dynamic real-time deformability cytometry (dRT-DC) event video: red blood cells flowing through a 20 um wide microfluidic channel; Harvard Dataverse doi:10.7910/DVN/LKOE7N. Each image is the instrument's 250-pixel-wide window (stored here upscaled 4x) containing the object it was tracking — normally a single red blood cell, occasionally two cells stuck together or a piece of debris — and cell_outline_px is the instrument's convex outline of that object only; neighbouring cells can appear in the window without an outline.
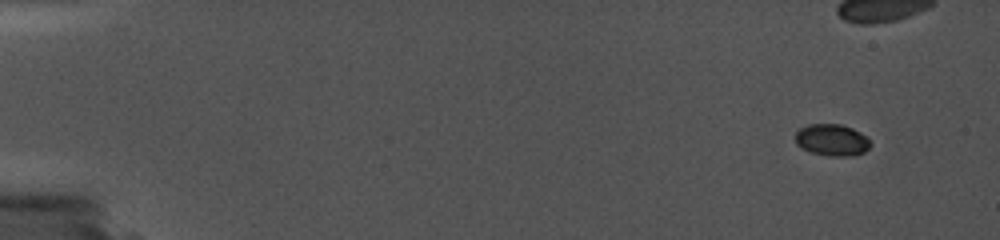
{"species": "common noctule bat (a hibernating species)", "species_latin": "Nyctalus noctula", "temperature_condition": "cold", "stored_images_in_passage": 54, "camera_frame_rate_fps": 5000, "um_per_image_px": 0.085, "animal": {"sex": "female", "body_mass_g": 19.0, "forearm_length_mm": 56.7}, "frame": {"image": 1, "passage_image": 1, "time_ms": 0.0, "image_size_px": [1000, 240], "cell_outline_px": [[872, 144], [864, 152], [852, 156], [832, 156], [812, 152], [800, 148], [796, 144], [796, 132], [800, 128], [808, 124], [840, 124], [852, 128], [868, 136]], "centroid_in_image_um": [70.74, 11.89], "position_along_channel_um": 14.3, "area_um2": 13.99}}
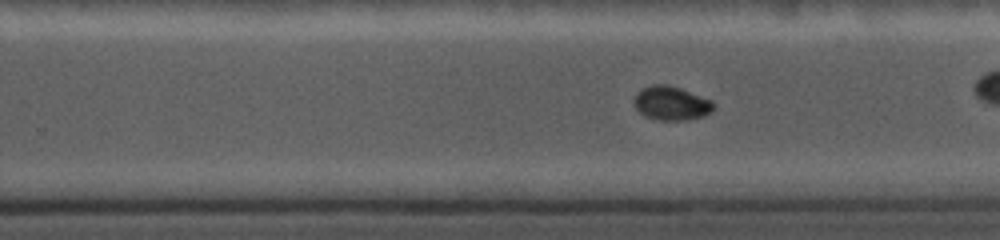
{"frame": {"image": 2, "passage_image": 36, "time_ms": 11.0, "image_size_px": [1000, 240], "cell_outline_px": [[716, 104], [712, 112], [704, 116], [688, 120], [656, 120], [644, 116], [636, 108], [636, 92], [652, 84], [668, 84], [680, 88], [712, 100]], "centroid_in_image_um": [57.11, 8.78], "position_along_channel_um": 272.7, "area_um2": 15.78}}
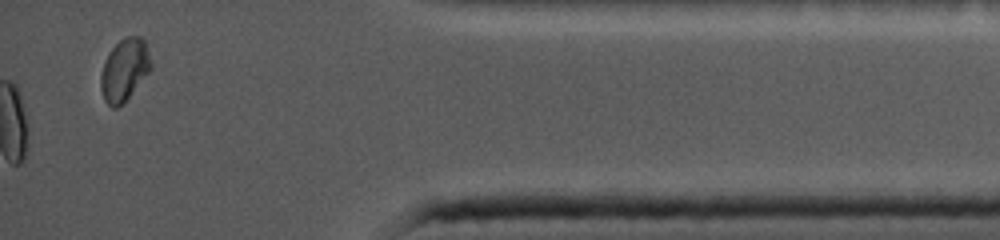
{"frame": {"image": 3, "passage_image": 54, "time_ms": 16.4, "image_size_px": [1000, 240], "cell_outline_px": [[152, 68], [128, 96], [116, 108], [112, 108], [104, 100], [100, 88], [100, 76], [104, 60], [112, 48], [124, 36], [140, 36], [144, 40], [152, 64]], "centroid_in_image_um": [10.55, 5.91], "position_along_channel_um": 424.6, "area_um2": 17.92}}